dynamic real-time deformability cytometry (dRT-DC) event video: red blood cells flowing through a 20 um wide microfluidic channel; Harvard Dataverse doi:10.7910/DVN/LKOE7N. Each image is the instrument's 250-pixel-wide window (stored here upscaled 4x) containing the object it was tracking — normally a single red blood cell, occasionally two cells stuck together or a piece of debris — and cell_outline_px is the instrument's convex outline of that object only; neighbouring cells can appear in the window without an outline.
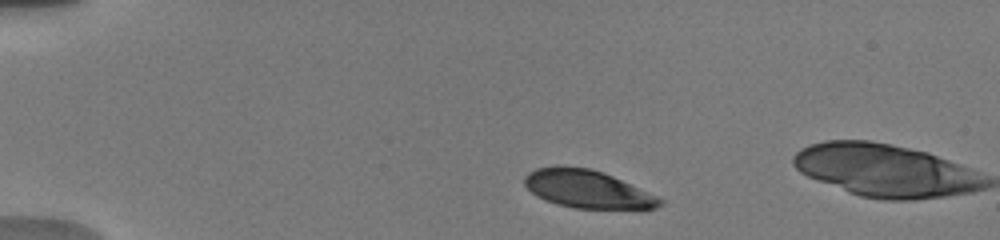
{"species": "human", "species_latin": "Homo sapiens", "temperature_condition": "warm", "stored_images_in_passage": 9, "camera_frame_rate_fps": 3000, "um_per_image_px": 0.085, "donor": {"sex": "male"}, "frame": {"image": 1, "passage_image": 1, "time_ms": 0.0, "image_size_px": [1000, 240], "cell_outline_px": [[664, 204], [656, 208], [572, 208], [556, 204], [544, 200], [536, 196], [524, 184], [524, 176], [528, 172], [536, 168], [556, 164], [564, 164], [592, 168], [604, 172], [656, 196], [664, 200]], "centroid_in_image_um": [49.85, 16.04], "position_along_channel_um": 35.1, "area_um2": 30.17}}